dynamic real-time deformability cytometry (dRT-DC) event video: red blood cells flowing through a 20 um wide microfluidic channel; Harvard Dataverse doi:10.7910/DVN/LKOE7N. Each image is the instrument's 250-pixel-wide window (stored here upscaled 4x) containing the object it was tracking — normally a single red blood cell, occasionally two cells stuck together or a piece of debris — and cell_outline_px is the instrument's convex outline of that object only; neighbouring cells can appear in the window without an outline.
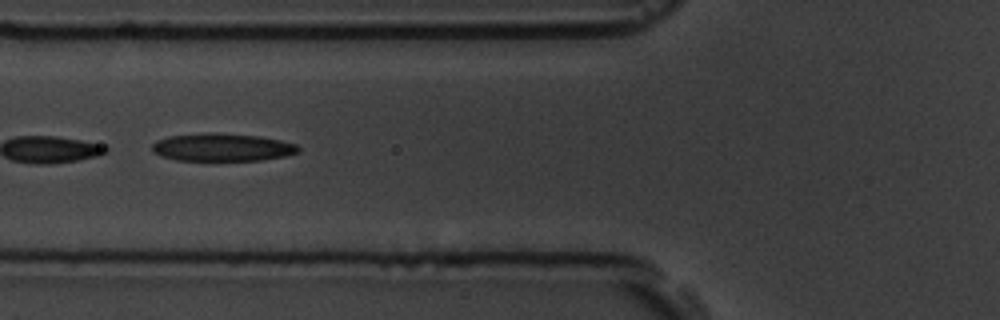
{"species": "common noctule bat (a hibernating species)", "species_latin": "Nyctalus noctula", "temperature_condition": "room temperature", "stored_images_in_passage": 6, "camera_frame_rate_fps": 3000, "um_per_image_px": 0.085, "animal": {"sex": "male", "body_mass_g": 19.5, "forearm_length_mm": 54.6}, "frame": {"image": 1, "passage_image": 5, "time_ms": 4.667, "image_size_px": [1000, 320], "cell_outline_px": [[300, 152], [284, 156], [260, 160], [176, 160], [160, 156], [152, 152], [152, 144], [156, 140], [168, 136], [204, 132], [212, 132], [260, 136], [280, 140], [296, 144], [300, 148]], "centroid_in_image_um": [18.85, 12.51], "position_along_channel_um": 106.9, "area_um2": 23.87}}